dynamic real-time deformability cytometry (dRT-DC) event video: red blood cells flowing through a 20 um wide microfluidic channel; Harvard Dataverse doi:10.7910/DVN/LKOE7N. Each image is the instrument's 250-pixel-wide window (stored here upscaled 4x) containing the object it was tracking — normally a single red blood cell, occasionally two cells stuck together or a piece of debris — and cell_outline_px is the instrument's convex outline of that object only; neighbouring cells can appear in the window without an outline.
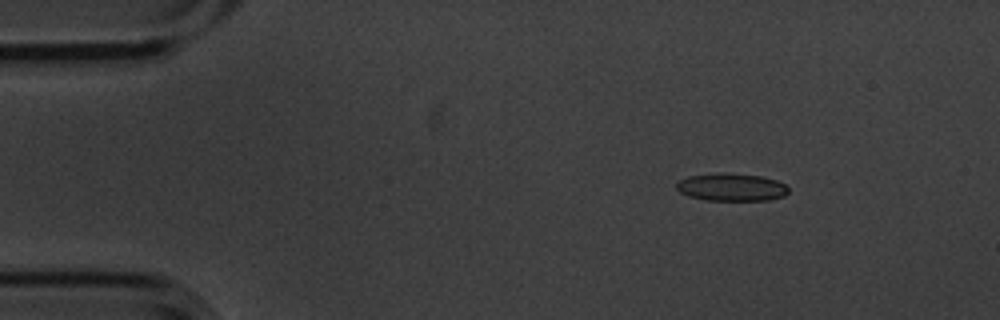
{"species": "common noctule bat (a hibernating species)", "species_latin": "Nyctalus noctula", "temperature_condition": "cold", "stored_images_in_passage": 3, "camera_frame_rate_fps": 3000, "um_per_image_px": 0.085, "animal": {"sex": "male", "body_mass_g": 20.1, "forearm_length_mm": 53.5}, "frame": {"image": 1, "passage_image": 1, "time_ms": 0.0, "image_size_px": [1000, 320], "cell_outline_px": [[788, 192], [784, 196], [768, 200], [708, 200], [688, 196], [680, 192], [676, 188], [676, 184], [680, 180], [688, 176], [720, 172], [724, 172], [760, 176], [776, 180], [784, 184], [788, 188]], "centroid_in_image_um": [62.16, 15.9], "position_along_channel_um": 22.8, "area_um2": 18.03}}